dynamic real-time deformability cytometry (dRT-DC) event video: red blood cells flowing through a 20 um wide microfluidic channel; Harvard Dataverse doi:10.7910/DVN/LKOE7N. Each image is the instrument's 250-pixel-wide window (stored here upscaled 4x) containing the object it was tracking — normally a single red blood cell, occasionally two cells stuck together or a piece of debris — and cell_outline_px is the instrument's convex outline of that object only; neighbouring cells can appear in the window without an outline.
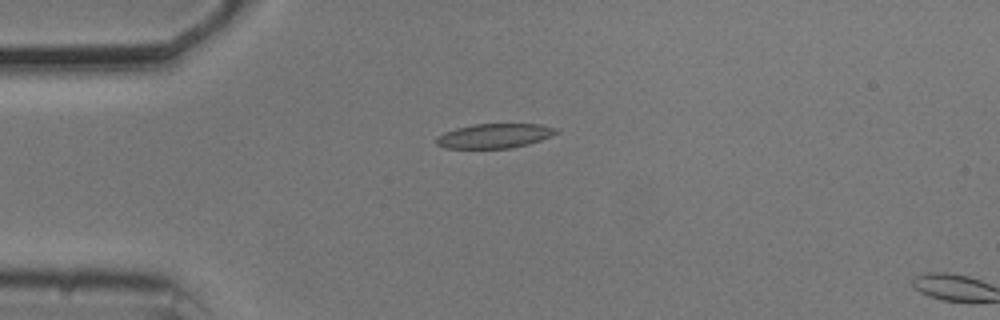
{"species": "common noctule bat (a hibernating species)", "species_latin": "Nyctalus noctula", "temperature_condition": "cold", "stored_images_in_passage": 3, "camera_frame_rate_fps": 3000, "um_per_image_px": 0.085, "animal": {"sex": "male", "body_mass_g": 20.5, "forearm_length_mm": 52.5}, "frame": {"image": 1, "passage_image": 1, "time_ms": 0.0, "image_size_px": [1000, 320], "cell_outline_px": [[560, 132], [540, 140], [528, 144], [512, 148], [444, 148], [436, 144], [436, 136], [444, 132], [456, 128], [472, 124], [540, 124], [560, 128]], "centroid_in_image_um": [42.04, 11.54], "position_along_channel_um": 43.0, "area_um2": 17.28}}